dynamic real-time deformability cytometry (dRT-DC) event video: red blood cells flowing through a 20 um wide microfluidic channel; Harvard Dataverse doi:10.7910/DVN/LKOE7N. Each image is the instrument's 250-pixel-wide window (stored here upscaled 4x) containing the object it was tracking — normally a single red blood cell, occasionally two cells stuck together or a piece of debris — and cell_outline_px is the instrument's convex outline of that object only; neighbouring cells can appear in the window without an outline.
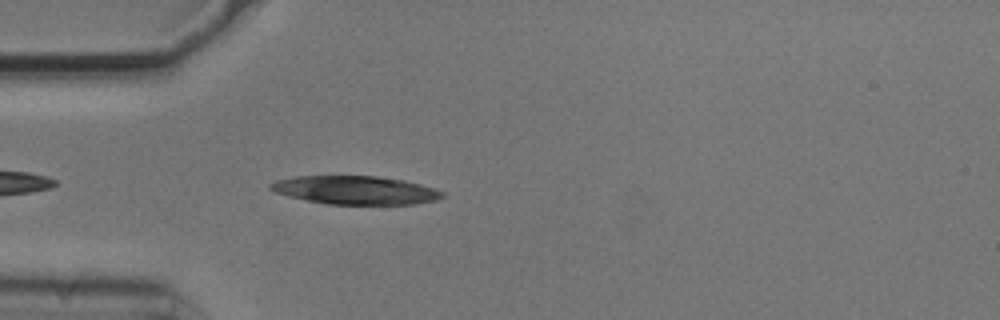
{"species": "common noctule bat (a hibernating species)", "species_latin": "Nyctalus noctula", "temperature_condition": "cold", "stored_images_in_passage": 3, "camera_frame_rate_fps": 3000, "um_per_image_px": 0.085, "animal": {"sex": "male", "body_mass_g": 20.5, "forearm_length_mm": 52.5}, "frame": {"image": 1, "passage_image": 3, "time_ms": 0.667, "image_size_px": [1000, 320], "cell_outline_px": [[444, 196], [436, 200], [416, 204], [328, 204], [288, 196], [276, 192], [268, 188], [268, 184], [276, 180], [296, 176], [376, 176], [404, 180], [420, 184], [444, 192]], "centroid_in_image_um": [30.2, 16.16], "position_along_channel_um": 54.8, "area_um2": 28.32}}